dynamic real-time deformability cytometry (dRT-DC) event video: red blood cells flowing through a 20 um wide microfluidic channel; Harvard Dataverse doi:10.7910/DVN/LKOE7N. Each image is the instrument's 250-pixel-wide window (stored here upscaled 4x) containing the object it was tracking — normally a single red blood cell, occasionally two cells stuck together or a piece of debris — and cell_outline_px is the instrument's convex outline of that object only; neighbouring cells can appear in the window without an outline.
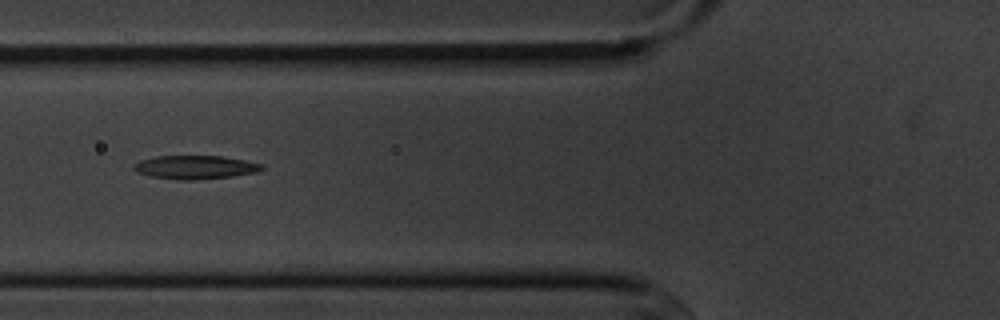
{"species": "common noctule bat (a hibernating species)", "species_latin": "Nyctalus noctula", "temperature_condition": "cold", "stored_images_in_passage": 3, "camera_frame_rate_fps": 3000, "um_per_image_px": 0.085, "animal": {"sex": "male", "body_mass_g": 20.1, "forearm_length_mm": 53.5}, "frame": {"image": 1, "passage_image": 3, "time_ms": 2.333, "image_size_px": [1000, 320], "cell_outline_px": [[264, 168], [256, 172], [232, 176], [192, 180], [184, 180], [148, 176], [136, 172], [132, 168], [132, 164], [140, 160], [156, 156], [220, 156], [244, 160], [264, 164]], "centroid_in_image_um": [16.55, 14.21], "position_along_channel_um": 109.3, "area_um2": 17.57}}